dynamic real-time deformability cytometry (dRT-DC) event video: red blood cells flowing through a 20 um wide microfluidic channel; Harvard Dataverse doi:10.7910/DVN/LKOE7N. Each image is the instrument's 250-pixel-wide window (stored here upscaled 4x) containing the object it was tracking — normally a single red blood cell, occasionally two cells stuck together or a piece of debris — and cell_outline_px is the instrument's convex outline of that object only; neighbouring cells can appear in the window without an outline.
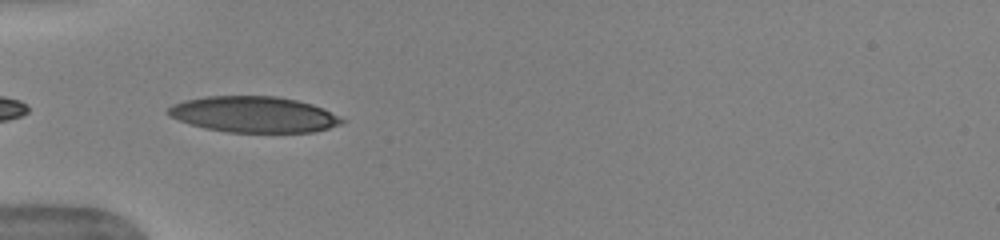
{"species": "human", "species_latin": "Homo sapiens", "temperature_condition": "warm", "stored_images_in_passage": 22, "camera_frame_rate_fps": 3000, "um_per_image_px": 0.085, "donor": {"sex": "female"}, "frame": {"image": 1, "passage_image": 1, "time_ms": 0.0, "image_size_px": [1000, 240], "cell_outline_px": [[344, 120], [340, 124], [328, 128], [312, 132], [228, 132], [204, 128], [180, 120], [172, 116], [168, 112], [168, 108], [172, 104], [184, 100], [208, 96], [276, 96], [296, 100], [312, 104], [340, 116]], "centroid_in_image_um": [21.57, 9.72], "position_along_channel_um": 63.4, "area_um2": 36.07}}